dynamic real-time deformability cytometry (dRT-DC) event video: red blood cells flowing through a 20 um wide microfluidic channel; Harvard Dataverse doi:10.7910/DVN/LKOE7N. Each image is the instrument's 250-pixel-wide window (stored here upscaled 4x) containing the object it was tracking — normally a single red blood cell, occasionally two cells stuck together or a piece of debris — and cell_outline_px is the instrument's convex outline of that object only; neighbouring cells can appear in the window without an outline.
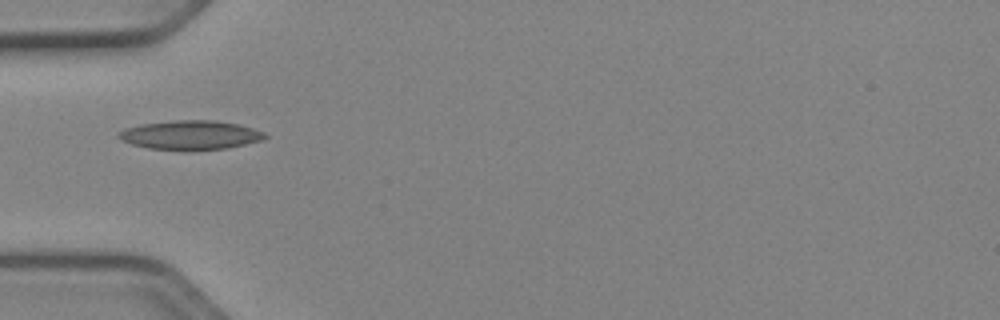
{"species": "Egyptian fruit bat (a non-hibernating species)", "species_latin": "Rousettus aegyptiacus", "temperature_condition": "cold", "stored_images_in_passage": 32, "camera_frame_rate_fps": 3000, "um_per_image_px": 0.085, "animal": {"sex": "female"}, "frame": {"image": 1, "passage_image": 1, "time_ms": 0.0, "image_size_px": [1000, 320], "cell_outline_px": [[268, 136], [260, 140], [228, 148], [184, 152], [148, 148], [132, 144], [120, 140], [116, 136], [124, 128], [140, 124], [176, 120], [216, 120], [236, 124], [252, 128], [264, 132]], "centroid_in_image_um": [16.14, 11.5], "position_along_channel_um": 68.9, "area_um2": 25.2}}
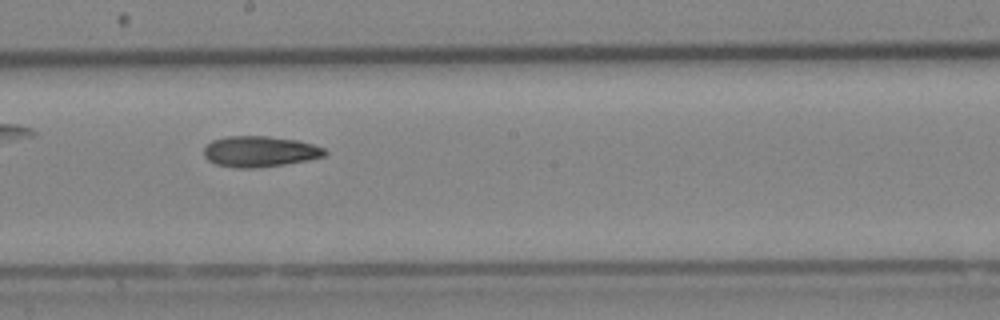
{"frame": {"image": 2, "passage_image": 13, "time_ms": 4.0, "image_size_px": [1000, 320], "cell_outline_px": [[328, 152], [324, 156], [308, 160], [284, 164], [256, 168], [236, 168], [216, 164], [208, 160], [204, 156], [204, 148], [212, 140], [228, 136], [268, 136], [296, 140], [312, 144], [324, 148]], "centroid_in_image_um": [22.07, 12.88], "position_along_channel_um": 226.1, "area_um2": 21.68}}
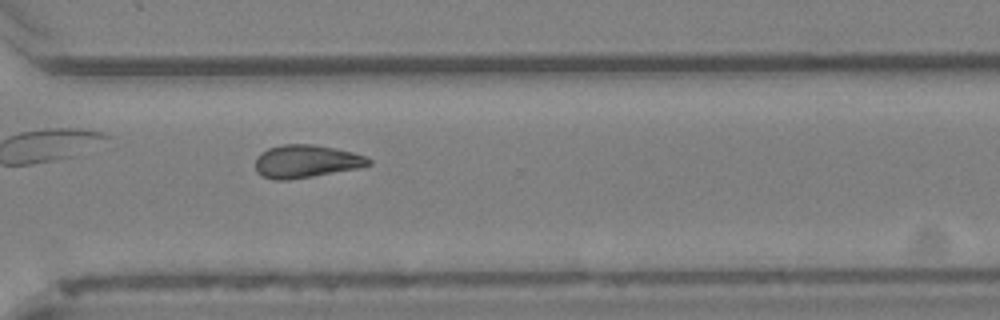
{"frame": {"image": 3, "passage_image": 22, "time_ms": 7.0, "image_size_px": [1000, 320], "cell_outline_px": [[372, 164], [356, 168], [312, 176], [288, 180], [272, 180], [256, 172], [256, 156], [260, 152], [268, 148], [280, 144], [312, 144], [352, 152], [364, 156], [372, 160]], "centroid_in_image_um": [25.97, 13.71], "position_along_channel_um": 344.6, "area_um2": 21.56}, "authors_computed_cell_mechanics": {"area_um2": 21.5594, "velocity_mm_per_s": 3.9481, "shape_relaxation_time_tau1_ms": 8.6214, "shape_relaxation_time_tau2_ms": null, "deformation_change_tau1": 0.1714, "deformation_change_tau2": null}}